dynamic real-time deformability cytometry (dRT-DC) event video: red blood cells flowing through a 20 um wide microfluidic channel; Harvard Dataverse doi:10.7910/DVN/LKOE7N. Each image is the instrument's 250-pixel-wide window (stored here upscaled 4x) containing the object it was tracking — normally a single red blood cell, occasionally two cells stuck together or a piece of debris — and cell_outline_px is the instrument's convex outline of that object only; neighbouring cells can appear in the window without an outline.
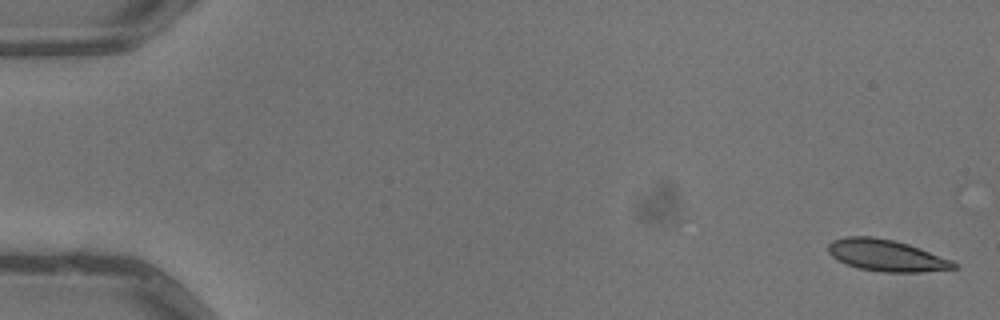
{"species": "common noctule bat (a hibernating species)", "species_latin": "Nyctalus noctula", "temperature_condition": "warm", "stored_images_in_passage": 5, "camera_frame_rate_fps": 3000, "um_per_image_px": 0.085, "animal": {"sex": "male", "body_mass_g": 13.3}, "frame": {"image": 1, "passage_image": 5, "time_ms": 1.333, "image_size_px": [1000, 320], "cell_outline_px": [[960, 268], [920, 272], [880, 272], [860, 268], [836, 260], [828, 252], [828, 244], [832, 240], [848, 236], [872, 236], [892, 240], [908, 244], [920, 248], [952, 260]], "centroid_in_image_um": [75.34, 21.71], "position_along_channel_um": 9.7, "area_um2": 23.12}}